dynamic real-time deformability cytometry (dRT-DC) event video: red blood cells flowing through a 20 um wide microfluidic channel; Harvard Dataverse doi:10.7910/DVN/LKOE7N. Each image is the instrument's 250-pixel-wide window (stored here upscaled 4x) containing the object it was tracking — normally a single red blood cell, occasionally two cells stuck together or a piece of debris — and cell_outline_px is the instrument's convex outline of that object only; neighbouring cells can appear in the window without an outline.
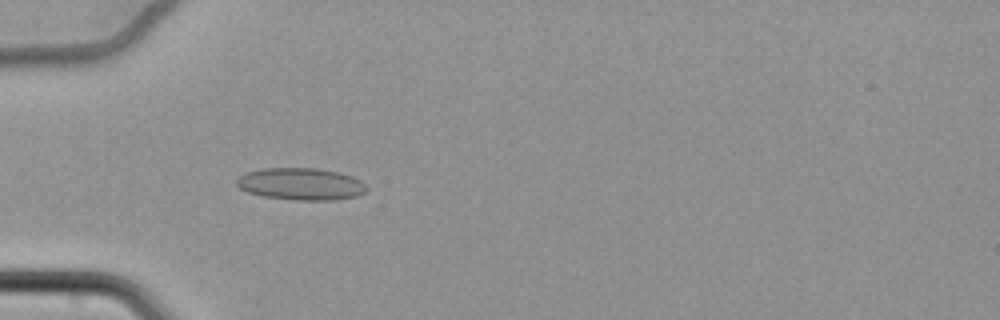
{"species": "common noctule bat (a hibernating species)", "species_latin": "Nyctalus noctula", "temperature_condition": "cold", "stored_images_in_passage": 46, "camera_frame_rate_fps": 3000, "um_per_image_px": 0.085, "animal": {"sex": "female", "body_mass_g": 22.7, "forearm_length_mm": 54.2}, "frame": {"image": 1, "passage_image": 4, "time_ms": 1.0, "image_size_px": [1000, 320], "cell_outline_px": [[368, 188], [364, 192], [356, 196], [336, 200], [296, 200], [264, 196], [248, 192], [240, 188], [236, 184], [236, 180], [240, 176], [248, 172], [264, 168], [316, 168], [340, 172], [352, 176], [360, 180]], "centroid_in_image_um": [25.6, 15.64], "position_along_channel_um": 59.4, "area_um2": 24.22}}
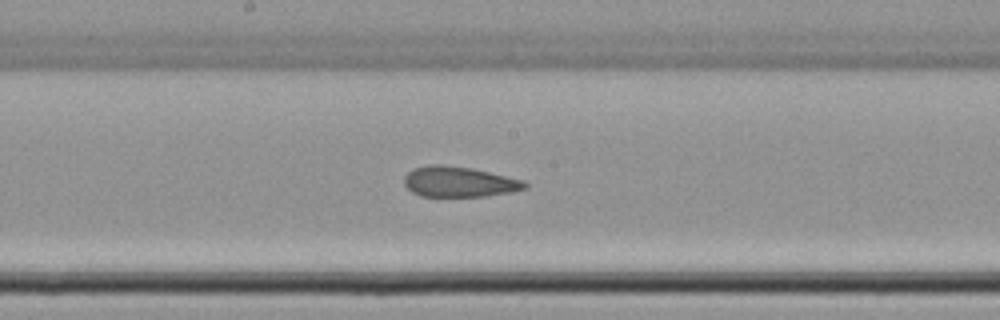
{"frame": {"image": 2, "passage_image": 18, "time_ms": 5.667, "image_size_px": [1000, 320], "cell_outline_px": [[528, 188], [512, 192], [484, 196], [420, 196], [412, 192], [404, 184], [404, 176], [412, 168], [428, 164], [440, 164], [472, 168], [524, 180], [528, 184]], "centroid_in_image_um": [39.02, 15.44], "position_along_channel_um": 209.2, "area_um2": 21.56}}
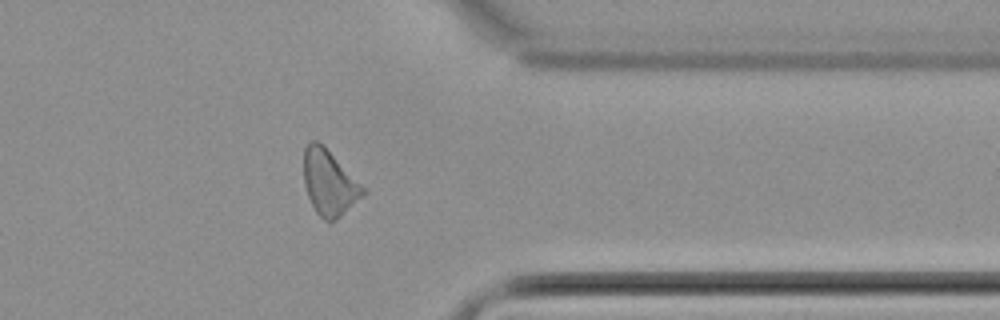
{"frame": {"image": 3, "passage_image": 34, "time_ms": 11.0, "image_size_px": [1000, 320], "cell_outline_px": [[368, 192], [364, 196], [336, 220], [324, 220], [316, 212], [308, 196], [304, 184], [304, 148], [308, 140], [316, 140], [368, 188]], "centroid_in_image_um": [28.02, 15.54], "position_along_channel_um": 383.4, "area_um2": 22.66}, "authors_computed_cell_mechanics": {"area_um2": 22.4842, "velocity_mm_per_s": 3.4081, "shape_relaxation_time_tau1_ms": null, "shape_relaxation_time_tau2_ms": 2.4769, "deformation_change_tau1": null, "deformation_change_tau2": 0.0795}}